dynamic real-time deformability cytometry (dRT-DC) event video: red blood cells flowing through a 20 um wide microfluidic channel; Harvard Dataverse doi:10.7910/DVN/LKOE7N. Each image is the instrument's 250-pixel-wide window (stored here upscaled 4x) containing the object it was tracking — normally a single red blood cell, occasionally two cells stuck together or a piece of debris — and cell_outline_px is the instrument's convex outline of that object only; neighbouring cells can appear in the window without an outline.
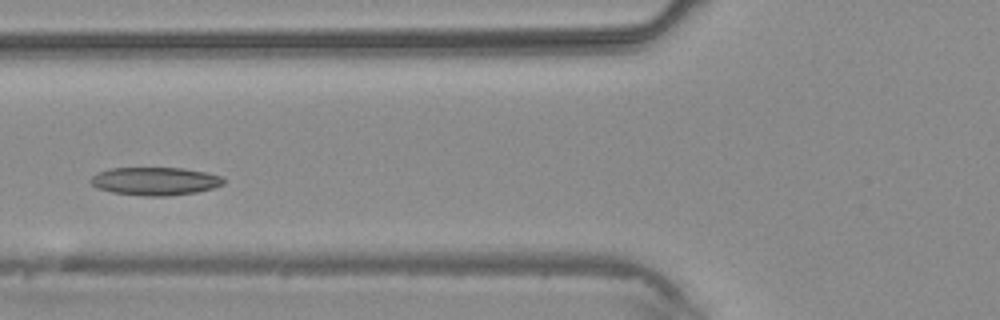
{"species": "common noctule bat (a hibernating species)", "species_latin": "Nyctalus noctula", "temperature_condition": "warm", "stored_images_in_passage": 3, "camera_frame_rate_fps": 3000, "um_per_image_px": 0.085, "animal": {"sex": "male", "body_mass_g": 20.4}, "frame": {"image": 1, "passage_image": 3, "time_ms": 2.333, "image_size_px": [1000, 320], "cell_outline_px": [[224, 184], [212, 188], [196, 192], [168, 196], [144, 196], [112, 192], [96, 188], [88, 180], [96, 172], [108, 168], [184, 168], [224, 176]], "centroid_in_image_um": [13.15, 15.39], "position_along_channel_um": 112.6, "area_um2": 21.91}}